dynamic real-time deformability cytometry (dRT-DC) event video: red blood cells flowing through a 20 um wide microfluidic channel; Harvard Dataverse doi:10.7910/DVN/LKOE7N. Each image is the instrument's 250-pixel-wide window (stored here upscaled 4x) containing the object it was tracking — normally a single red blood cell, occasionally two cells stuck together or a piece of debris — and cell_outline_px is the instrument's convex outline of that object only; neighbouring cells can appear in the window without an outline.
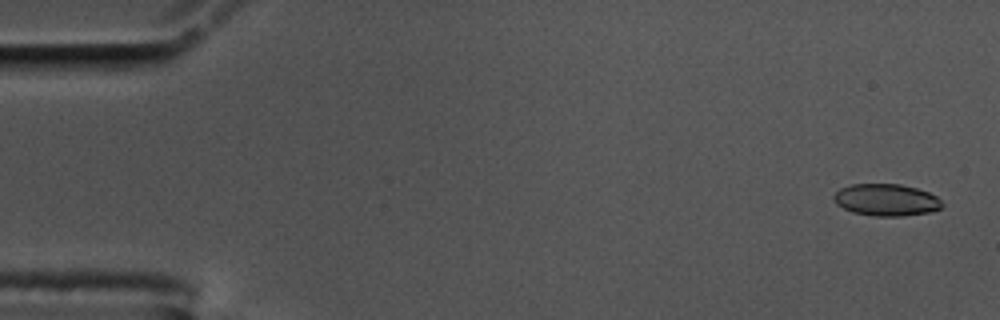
{"species": "common noctule bat (a hibernating species)", "species_latin": "Nyctalus noctula", "temperature_condition": "cold", "stored_images_in_passage": 57, "camera_frame_rate_fps": 3000, "um_per_image_px": 0.085, "animal": {"sex": "male", "body_mass_g": 17.5, "forearm_length_mm": 52.3}, "frame": {"image": 1, "passage_image": 2, "time_ms": 0.333, "image_size_px": [1000, 320], "cell_outline_px": [[944, 204], [940, 208], [928, 212], [900, 216], [872, 216], [852, 212], [836, 204], [832, 196], [840, 188], [852, 184], [900, 184], [916, 188], [928, 192], [936, 196]], "centroid_in_image_um": [75.3, 16.99], "position_along_channel_um": 9.7, "area_um2": 20.11}}
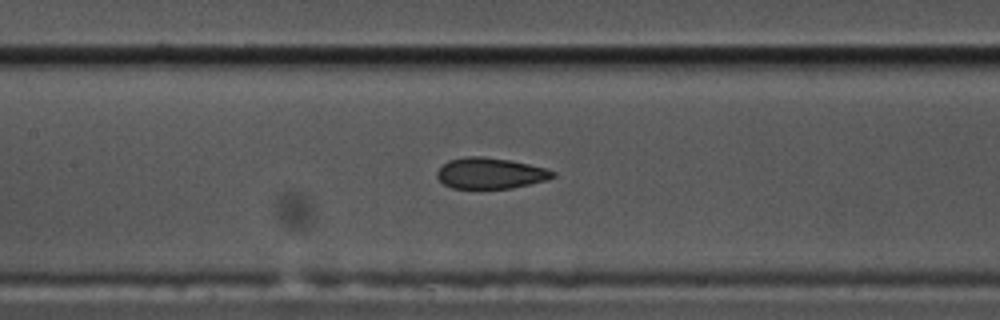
{"frame": {"image": 2, "passage_image": 26, "time_ms": 8.333, "image_size_px": [1000, 320], "cell_outline_px": [[556, 176], [548, 180], [512, 188], [452, 188], [444, 184], [436, 176], [436, 172], [448, 160], [464, 156], [484, 156], [508, 160], [528, 164], [544, 168], [556, 172]], "centroid_in_image_um": [41.68, 14.72], "position_along_channel_um": 165.7, "area_um2": 20.87}}
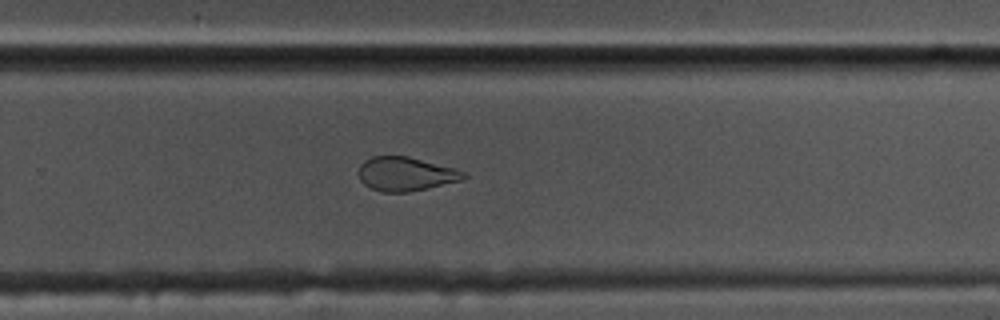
{"frame": {"image": 3, "passage_image": 37, "time_ms": 12.0, "image_size_px": [1000, 320], "cell_outline_px": [[468, 176], [460, 180], [408, 192], [384, 192], [372, 188], [364, 184], [360, 180], [360, 164], [364, 160], [372, 156], [408, 156], [456, 168], [464, 172]], "centroid_in_image_um": [34.48, 14.77], "position_along_channel_um": 295.3, "area_um2": 20.52}, "authors_computed_cell_mechanics": {"area_um2": 21.675, "velocity_mm_per_s": 3.547, "shape_relaxation_time_tau1_ms": 10.0516, "shape_relaxation_time_tau2_ms": 1.5032, "deformation_change_tau1": 0.1998, "deformation_change_tau2": 0.0579}}